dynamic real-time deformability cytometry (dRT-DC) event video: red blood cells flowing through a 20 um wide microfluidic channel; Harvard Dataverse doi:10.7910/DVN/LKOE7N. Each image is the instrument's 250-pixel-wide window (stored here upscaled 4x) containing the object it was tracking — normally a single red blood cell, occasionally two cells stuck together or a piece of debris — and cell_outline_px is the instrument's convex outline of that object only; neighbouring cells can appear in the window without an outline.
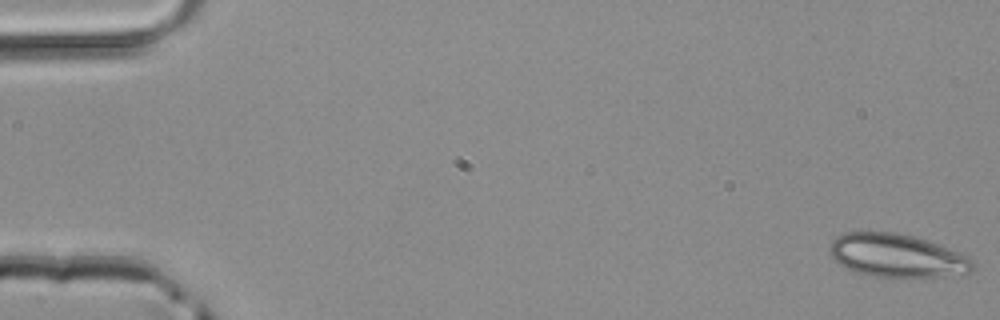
{"species": "common noctule bat (a hibernating species)", "species_latin": "Nyctalus noctula", "temperature_condition": "room temperature", "stored_images_in_passage": 48, "camera_frame_rate_fps": 3000, "um_per_image_px": 0.085, "animal": {"sex": "male", "body_mass_g": 20.4}, "frame": {"image": 1, "passage_image": 1, "time_ms": 0.0, "image_size_px": [1000, 320], "cell_outline_px": [[976, 268], [968, 272], [944, 276], [872, 276], [856, 272], [840, 264], [832, 256], [828, 248], [832, 240], [836, 236], [844, 232], [896, 232], [912, 236], [936, 244], [968, 256], [976, 264]], "centroid_in_image_um": [76.21, 21.71], "position_along_channel_um": 8.8, "area_um2": 35.55}}
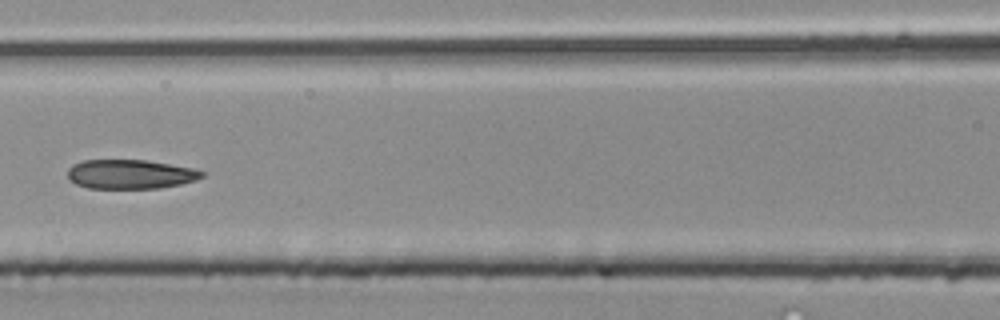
{"frame": {"image": 2, "passage_image": 22, "time_ms": 7.0, "image_size_px": [1000, 320], "cell_outline_px": [[204, 176], [196, 180], [180, 184], [160, 188], [88, 188], [76, 184], [68, 180], [68, 168], [72, 164], [84, 160], [144, 160], [196, 168], [204, 172]], "centroid_in_image_um": [11.07, 14.8], "position_along_channel_um": 155.5, "area_um2": 23.0}}
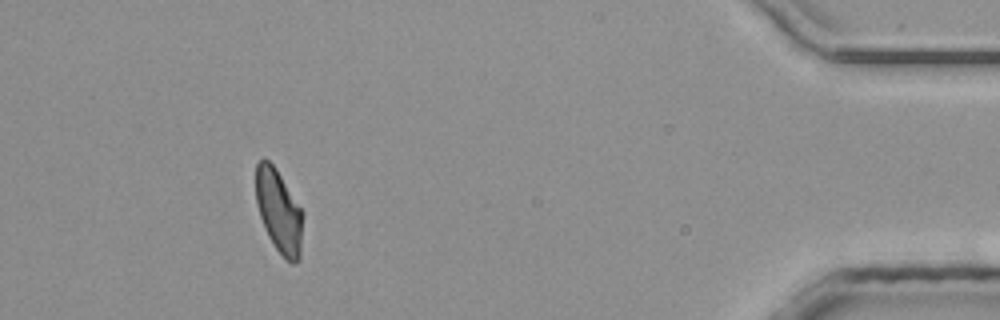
{"frame": {"image": 3, "passage_image": 44, "time_ms": 14.333, "image_size_px": [1000, 320], "cell_outline_px": [[304, 212], [300, 260], [296, 264], [292, 264], [284, 260], [268, 236], [260, 216], [256, 204], [256, 164], [264, 156], [276, 168]], "centroid_in_image_um": [23.73, 17.99], "position_along_channel_um": 411.5, "area_um2": 23.24}}